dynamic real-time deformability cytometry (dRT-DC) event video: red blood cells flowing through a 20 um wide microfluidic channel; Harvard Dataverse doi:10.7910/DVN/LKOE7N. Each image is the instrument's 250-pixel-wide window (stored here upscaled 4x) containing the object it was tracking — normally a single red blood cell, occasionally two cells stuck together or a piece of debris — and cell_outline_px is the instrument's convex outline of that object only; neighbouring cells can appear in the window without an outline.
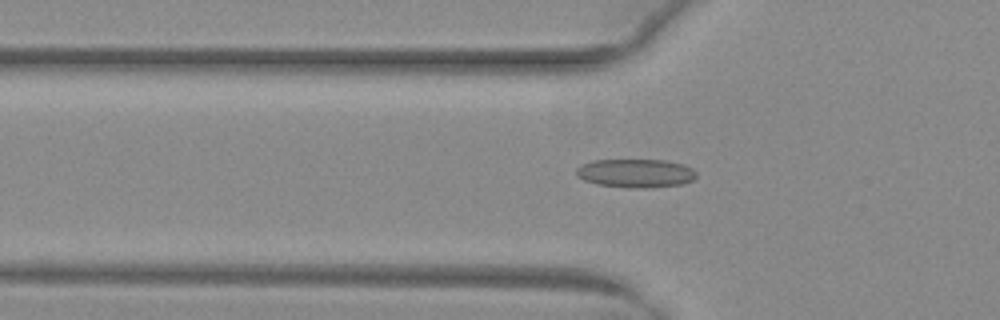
{"species": "common noctule bat (a hibernating species)", "species_latin": "Nyctalus noctula", "temperature_condition": "warm", "stored_images_in_passage": 38, "camera_frame_rate_fps": 3000, "um_per_image_px": 0.085, "animal": {"sex": "female", "body_mass_g": 29.2, "forearm_length_mm": 56.3}, "frame": {"image": 1, "passage_image": 4, "time_ms": 1.0, "image_size_px": [1000, 320], "cell_outline_px": [[696, 176], [692, 180], [684, 184], [648, 188], [628, 188], [596, 184], [584, 180], [576, 176], [576, 168], [580, 164], [592, 160], [664, 160], [684, 164], [692, 168], [696, 172]], "centroid_in_image_um": [54.01, 14.72], "position_along_channel_um": 71.8, "area_um2": 20.29}}
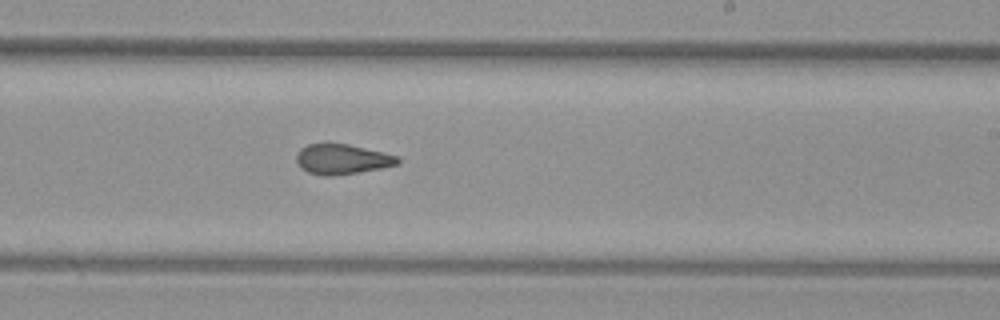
{"frame": {"image": 2, "passage_image": 18, "time_ms": 5.667, "image_size_px": [1000, 320], "cell_outline_px": [[400, 164], [380, 168], [332, 176], [324, 176], [308, 172], [300, 168], [296, 160], [296, 156], [300, 148], [308, 144], [348, 144], [396, 156], [400, 160]], "centroid_in_image_um": [29.03, 13.54], "position_along_channel_um": 260.0, "area_um2": 17.46}}
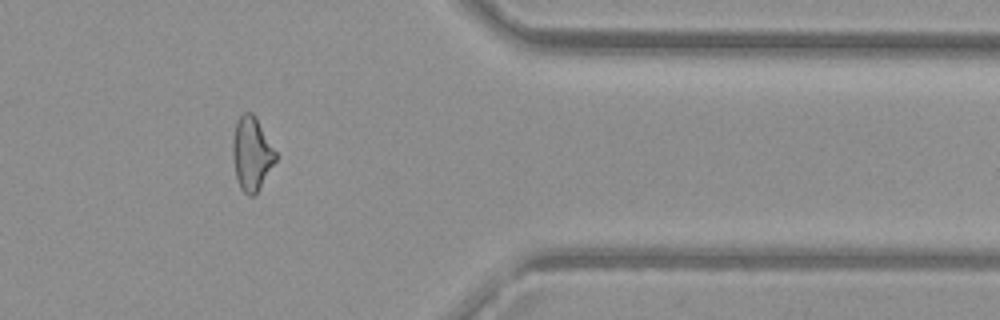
{"frame": {"image": 3, "passage_image": 29, "time_ms": 9.333, "image_size_px": [1000, 320], "cell_outline_px": [[276, 160], [260, 188], [252, 196], [248, 196], [240, 188], [236, 176], [232, 156], [232, 140], [236, 120], [244, 112], [252, 112], [256, 116], [276, 152]], "centroid_in_image_um": [21.37, 13.04], "position_along_channel_um": 390.0, "area_um2": 18.44}, "authors_computed_cell_mechanics": {"area_um2": 18.4093, "velocity_mm_per_s": 4.0287, "shape_relaxation_time_tau1_ms": null, "shape_relaxation_time_tau2_ms": 1.2267, "deformation_change_tau1": null, "deformation_change_tau2": 0.0694}}